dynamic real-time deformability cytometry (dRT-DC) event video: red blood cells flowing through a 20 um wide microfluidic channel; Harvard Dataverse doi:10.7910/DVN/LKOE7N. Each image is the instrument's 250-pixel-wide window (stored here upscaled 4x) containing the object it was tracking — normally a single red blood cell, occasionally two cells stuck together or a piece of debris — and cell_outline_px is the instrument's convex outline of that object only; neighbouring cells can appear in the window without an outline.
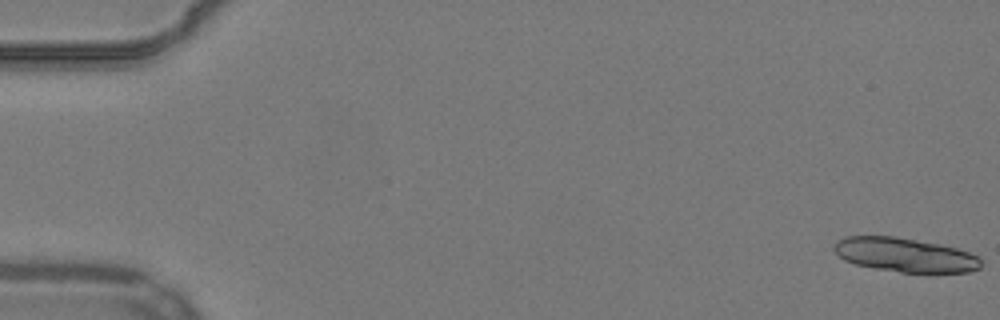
{"species": "common noctule bat (a hibernating species)", "species_latin": "Nyctalus noctula", "temperature_condition": "warm", "stored_images_in_passage": 7, "camera_frame_rate_fps": 3000, "um_per_image_px": 0.085, "animal": {"sex": "male", "body_mass_g": 19.2, "forearm_length_mm": 51.8}, "frame": {"image": 1, "passage_image": 1, "time_ms": 0.0, "image_size_px": [1000, 320], "cell_outline_px": [[980, 268], [968, 272], [900, 272], [876, 268], [856, 264], [844, 260], [832, 248], [844, 236], [896, 236], [940, 244], [956, 248], [980, 256]], "centroid_in_image_um": [76.94, 21.66], "position_along_channel_um": 8.1, "area_um2": 28.96}}